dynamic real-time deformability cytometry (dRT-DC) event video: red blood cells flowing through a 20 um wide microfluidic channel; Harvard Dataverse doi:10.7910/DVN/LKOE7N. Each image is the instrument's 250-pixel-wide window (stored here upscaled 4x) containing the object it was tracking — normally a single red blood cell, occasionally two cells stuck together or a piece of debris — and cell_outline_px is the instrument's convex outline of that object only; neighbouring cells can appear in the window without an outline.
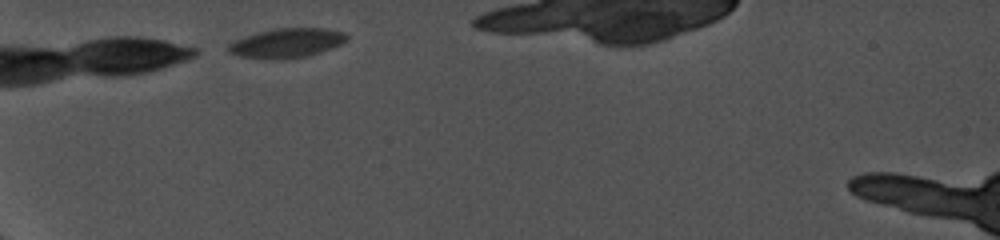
{"species": "common noctule bat (a hibernating species)", "species_latin": "Nyctalus noctula", "temperature_condition": "cold", "stored_images_in_passage": 9, "camera_frame_rate_fps": 5000, "um_per_image_px": 0.085, "animal": {"sex": "female", "body_mass_g": 19.0, "forearm_length_mm": 56.7}, "frame": {"image": 1, "passage_image": 1, "time_ms": 0.0, "image_size_px": [1000, 240], "cell_outline_px": [[348, 40], [332, 48], [308, 56], [280, 60], [268, 60], [240, 56], [228, 52], [228, 44], [244, 36], [276, 28], [324, 28], [348, 32]], "centroid_in_image_um": [24.4, 3.66], "position_along_channel_um": 60.6, "area_um2": 20.52}}